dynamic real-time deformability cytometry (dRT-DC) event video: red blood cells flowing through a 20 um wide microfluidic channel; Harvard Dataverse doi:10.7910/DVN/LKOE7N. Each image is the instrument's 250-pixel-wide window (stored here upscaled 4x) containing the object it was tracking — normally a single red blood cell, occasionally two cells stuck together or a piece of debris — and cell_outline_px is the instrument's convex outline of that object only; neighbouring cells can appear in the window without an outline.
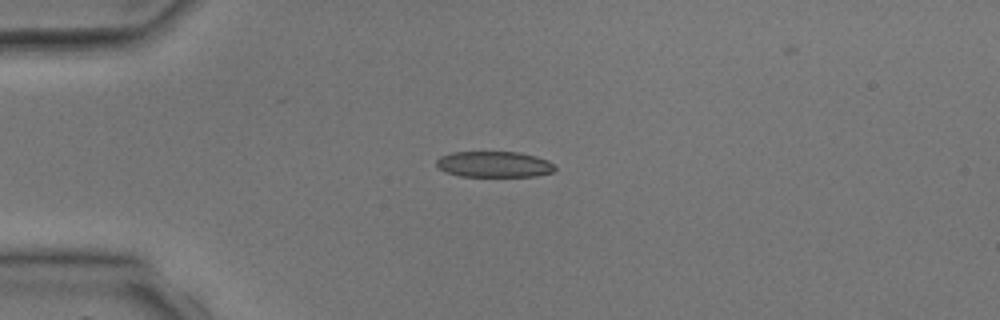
{"species": "common noctule bat (a hibernating species)", "species_latin": "Nyctalus noctula", "temperature_condition": "room temperature", "stored_images_in_passage": 4, "camera_frame_rate_fps": 3000, "um_per_image_px": 0.085, "animal": {"sex": "male", "body_mass_g": 17.9, "forearm_length_mm": 54.2}, "frame": {"image": 1, "passage_image": 3, "time_ms": 2.667, "image_size_px": [1000, 320], "cell_outline_px": [[556, 172], [536, 176], [460, 176], [444, 172], [436, 164], [436, 160], [440, 156], [452, 152], [520, 152], [536, 156], [548, 160], [556, 168]], "centroid_in_image_um": [42.02, 13.97], "position_along_channel_um": 43.0, "area_um2": 18.03}}